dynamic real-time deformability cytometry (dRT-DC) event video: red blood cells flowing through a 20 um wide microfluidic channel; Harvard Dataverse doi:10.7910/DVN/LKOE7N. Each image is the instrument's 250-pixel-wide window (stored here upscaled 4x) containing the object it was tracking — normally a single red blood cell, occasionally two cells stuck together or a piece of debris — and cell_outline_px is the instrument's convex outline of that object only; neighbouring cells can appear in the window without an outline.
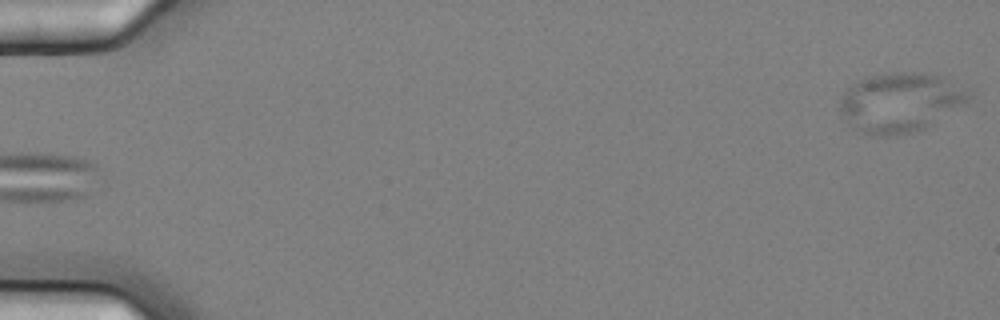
{"species": "common noctule bat (a hibernating species)", "species_latin": "Nyctalus noctula", "temperature_condition": "cold", "stored_images_in_passage": 5, "segment_of_instrument_passage": [2, 2], "camera_frame_rate_fps": 3000, "um_per_image_px": 0.085, "animal": {"sex": "female", "body_mass_g": 25.1}, "frame": {"image": 1, "passage_image": 5, "time_ms": 1.333, "image_size_px": [1000, 320], "cell_outline_px": [[972, 96], [968, 104], [924, 128], [916, 132], [896, 136], [872, 136], [852, 128], [840, 112], [840, 100], [844, 92], [848, 88], [860, 80], [872, 76], [892, 72], [932, 72], [940, 76]], "centroid_in_image_um": [76.51, 8.73], "position_along_channel_um": 8.5, "area_um2": 44.62}}